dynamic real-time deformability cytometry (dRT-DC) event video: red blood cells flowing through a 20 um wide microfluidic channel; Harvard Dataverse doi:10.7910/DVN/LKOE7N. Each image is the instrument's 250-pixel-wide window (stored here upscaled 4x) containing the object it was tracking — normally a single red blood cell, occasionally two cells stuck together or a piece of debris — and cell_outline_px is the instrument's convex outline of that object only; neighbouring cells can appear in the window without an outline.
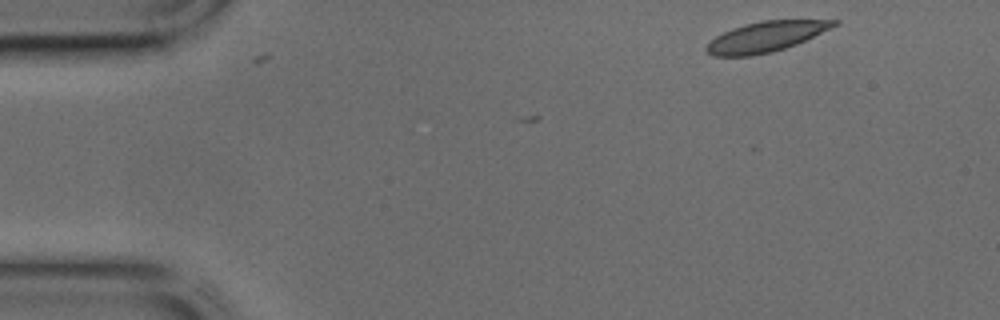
{"species": "common noctule bat (a hibernating species)", "species_latin": "Nyctalus noctula", "temperature_condition": "cold", "stored_images_in_passage": 2, "camera_frame_rate_fps": 3000, "um_per_image_px": 0.085, "animal": {"sex": "male", "body_mass_g": 17.9, "forearm_length_mm": 54.2}, "frame": {"image": 1, "passage_image": 2, "time_ms": 0.333, "image_size_px": [1000, 320], "cell_outline_px": [[840, 24], [796, 44], [772, 52], [752, 56], [712, 56], [704, 48], [716, 36], [732, 28], [744, 24], [764, 20], [840, 20]], "centroid_in_image_um": [65.1, 3.12], "position_along_channel_um": 19.9, "area_um2": 22.37}}